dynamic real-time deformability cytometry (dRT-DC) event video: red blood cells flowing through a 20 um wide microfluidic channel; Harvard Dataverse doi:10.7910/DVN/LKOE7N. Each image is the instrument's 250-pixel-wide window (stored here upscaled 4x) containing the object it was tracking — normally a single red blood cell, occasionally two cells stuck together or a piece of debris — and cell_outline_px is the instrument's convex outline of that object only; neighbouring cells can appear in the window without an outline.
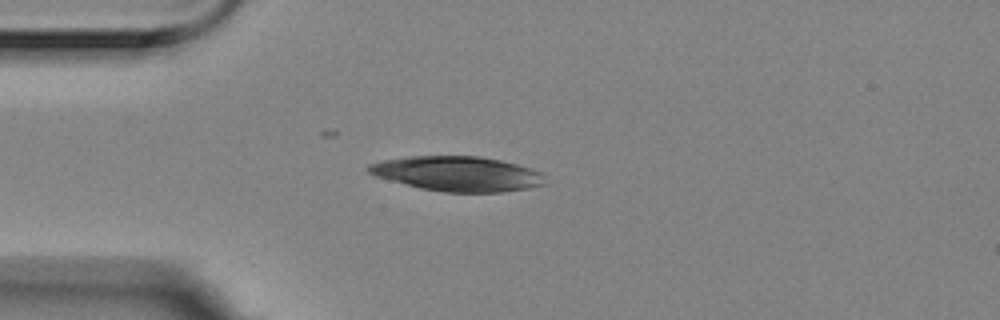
{"species": "Egyptian fruit bat (a non-hibernating species)", "species_latin": "Rousettus aegyptiacus", "temperature_condition": "room temperature", "stored_images_in_passage": 4, "camera_frame_rate_fps": 3000, "um_per_image_px": 0.085, "animal": {"sex": "female"}, "frame": {"image": 1, "passage_image": 4, "time_ms": 1.0, "image_size_px": [1000, 320], "cell_outline_px": [[548, 184], [528, 188], [500, 192], [444, 192], [420, 188], [376, 176], [368, 172], [364, 168], [368, 164], [384, 160], [408, 156], [480, 156], [500, 160], [516, 164], [540, 172], [544, 176]], "centroid_in_image_um": [38.88, 14.77], "position_along_channel_um": 46.1, "area_um2": 35.78}}